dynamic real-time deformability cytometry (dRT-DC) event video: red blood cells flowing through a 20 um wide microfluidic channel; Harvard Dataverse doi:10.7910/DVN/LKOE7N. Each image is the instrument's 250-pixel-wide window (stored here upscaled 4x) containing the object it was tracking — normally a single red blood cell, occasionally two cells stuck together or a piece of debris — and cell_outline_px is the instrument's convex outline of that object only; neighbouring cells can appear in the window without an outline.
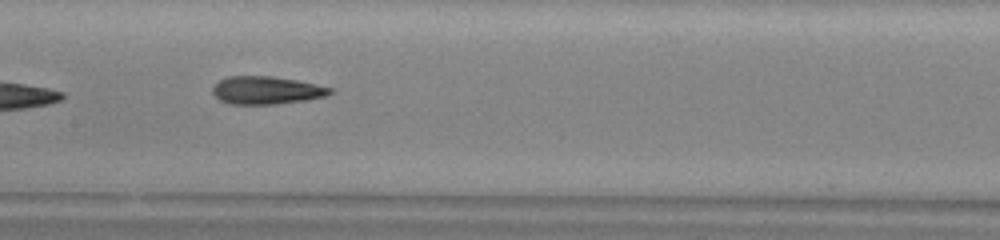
{"species": "common noctule bat (a hibernating species)", "species_latin": "Nyctalus noctula", "temperature_condition": "warm", "stored_images_in_passage": 37, "camera_frame_rate_fps": 3000, "um_per_image_px": 0.085, "animal": {"sex": "male", "body_mass_g": 13.0, "forearm_length_mm": 53.1}, "frame": {"image": 1, "passage_image": 11, "time_ms": 3.333, "image_size_px": [1000, 240], "cell_outline_px": [[336, 92], [324, 96], [304, 100], [272, 104], [228, 104], [220, 100], [212, 92], [212, 88], [220, 80], [228, 76], [272, 76], [296, 80], [332, 88]], "centroid_in_image_um": [22.63, 7.67], "position_along_channel_um": 184.8, "area_um2": 18.9}, "authors_computed_cell_mechanics": {"area_um2": 18.9584, "velocity_mm_per_s": 4.0085, "shape_relaxation_time_tau1_ms": 5.8091, "shape_relaxation_time_tau2_ms": 3.2028, "deformation_change_tau1": 0.1882, "deformation_change_tau2": 0.1431}}